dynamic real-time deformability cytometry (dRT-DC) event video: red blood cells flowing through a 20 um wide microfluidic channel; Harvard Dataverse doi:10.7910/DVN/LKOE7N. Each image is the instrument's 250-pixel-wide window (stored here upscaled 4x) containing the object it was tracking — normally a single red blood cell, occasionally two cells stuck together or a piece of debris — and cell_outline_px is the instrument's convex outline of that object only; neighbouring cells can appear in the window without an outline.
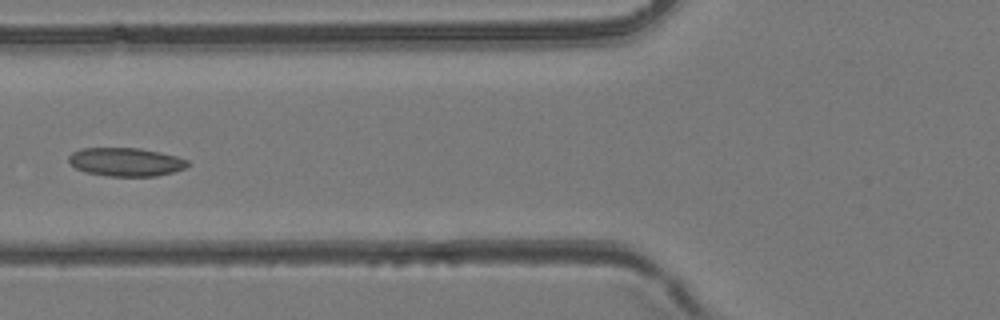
{"species": "common noctule bat (a hibernating species)", "species_latin": "Nyctalus noctula", "temperature_condition": "room temperature", "stored_images_in_passage": 45, "camera_frame_rate_fps": 3000, "um_per_image_px": 0.085, "animal": {"sex": "female", "body_mass_g": 24.6, "forearm_length_mm": 56.2}, "frame": {"image": 1, "passage_image": 18, "time_ms": 5.667, "image_size_px": [1000, 320], "cell_outline_px": [[188, 164], [184, 168], [172, 172], [156, 176], [108, 176], [84, 172], [76, 168], [68, 160], [68, 156], [72, 152], [80, 148], [140, 148], [160, 152], [176, 156], [188, 160]], "centroid_in_image_um": [10.66, 13.76], "position_along_channel_um": 115.1, "area_um2": 19.71}}
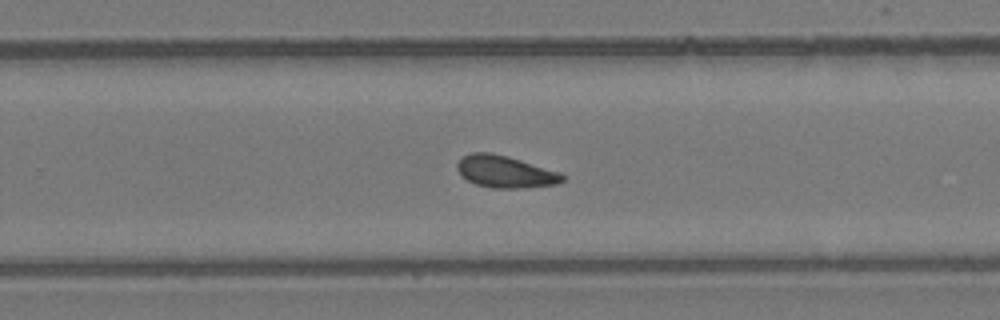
{"frame": {"image": 2, "passage_image": 29, "time_ms": 9.333, "image_size_px": [1000, 320], "cell_outline_px": [[564, 180], [556, 184], [524, 188], [492, 188], [476, 184], [468, 180], [456, 168], [456, 164], [464, 156], [472, 152], [492, 152], [508, 156], [560, 172], [564, 176]], "centroid_in_image_um": [42.95, 14.59], "position_along_channel_um": 286.8, "area_um2": 19.54}}
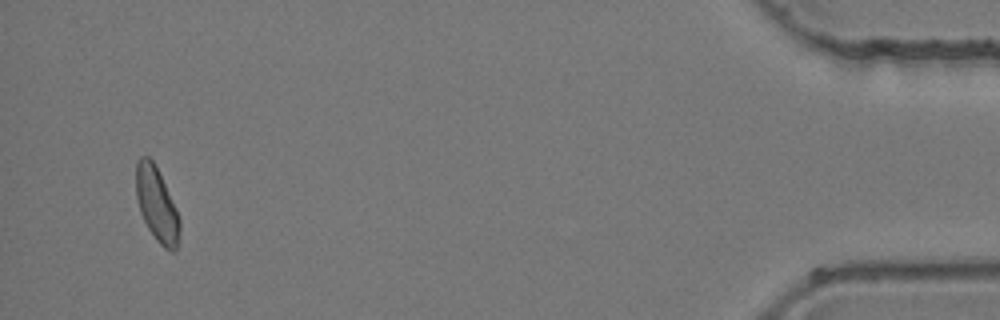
{"frame": {"image": 3, "passage_image": 43, "time_ms": 14.0, "image_size_px": [1000, 320], "cell_outline_px": [[180, 228], [176, 252], [172, 252], [164, 248], [156, 240], [148, 228], [140, 212], [136, 196], [136, 164], [140, 156], [148, 156], [152, 160], [176, 208], [180, 220]], "centroid_in_image_um": [13.32, 17.42], "position_along_channel_um": 421.9, "area_um2": 18.61}}